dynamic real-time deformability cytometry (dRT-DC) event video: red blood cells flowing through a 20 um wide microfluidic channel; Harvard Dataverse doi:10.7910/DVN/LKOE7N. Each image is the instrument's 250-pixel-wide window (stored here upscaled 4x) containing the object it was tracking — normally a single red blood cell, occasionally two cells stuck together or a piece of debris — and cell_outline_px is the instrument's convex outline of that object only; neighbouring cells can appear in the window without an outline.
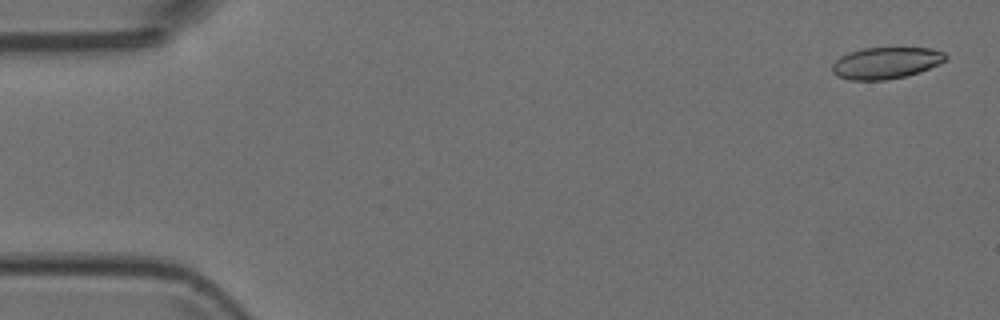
{"species": "Egyptian fruit bat (a non-hibernating species)", "species_latin": "Rousettus aegyptiacus", "temperature_condition": "room temperature", "stored_images_in_passage": 2, "camera_frame_rate_fps": 3000, "um_per_image_px": 0.085, "animal": {"sex": "female"}, "frame": {"image": 1, "passage_image": 1, "time_ms": 0.0, "image_size_px": [1000, 320], "cell_outline_px": [[948, 60], [940, 64], [920, 72], [904, 76], [884, 80], [848, 80], [836, 76], [832, 72], [832, 64], [840, 56], [848, 52], [864, 48], [932, 48], [944, 52], [948, 56]], "centroid_in_image_um": [75.31, 5.35], "position_along_channel_um": 9.7, "area_um2": 21.1}}